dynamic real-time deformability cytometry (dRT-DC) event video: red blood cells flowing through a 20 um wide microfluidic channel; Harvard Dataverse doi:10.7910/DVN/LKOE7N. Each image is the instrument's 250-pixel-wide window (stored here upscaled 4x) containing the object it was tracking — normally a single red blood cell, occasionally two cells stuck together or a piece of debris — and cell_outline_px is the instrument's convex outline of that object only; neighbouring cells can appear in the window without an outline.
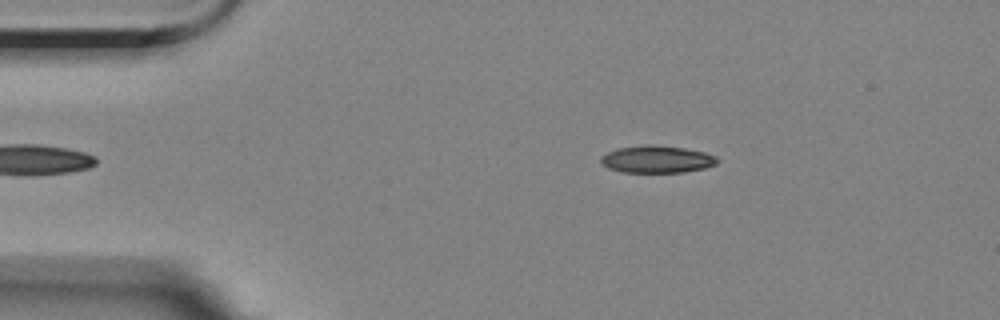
{"species": "Egyptian fruit bat (a non-hibernating species)", "species_latin": "Rousettus aegyptiacus", "temperature_condition": "room temperature", "stored_images_in_passage": 41, "camera_frame_rate_fps": 3000, "um_per_image_px": 0.085, "animal": {"sex": "female"}, "frame": {"image": 1, "passage_image": 2, "time_ms": 0.333, "image_size_px": [1000, 320], "cell_outline_px": [[720, 160], [716, 164], [704, 168], [684, 172], [624, 172], [608, 168], [600, 160], [600, 156], [616, 148], [648, 144], [656, 144], [684, 148], [704, 152], [716, 156]], "centroid_in_image_um": [55.84, 13.52], "position_along_channel_um": 29.2, "area_um2": 18.55}}
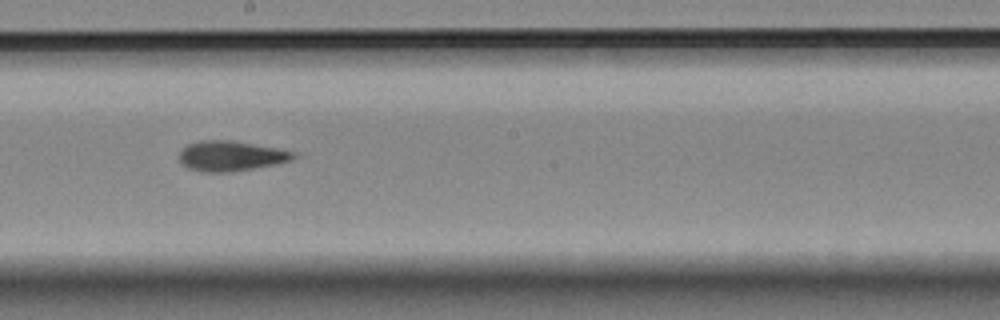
{"frame": {"image": 2, "passage_image": 23, "time_ms": 7.333, "image_size_px": [1000, 320], "cell_outline_px": [[296, 156], [292, 160], [276, 164], [232, 172], [200, 172], [188, 168], [180, 160], [180, 152], [188, 144], [200, 140], [232, 140], [276, 148], [296, 152]], "centroid_in_image_um": [19.64, 13.26], "position_along_channel_um": 228.6, "area_um2": 20.0}}
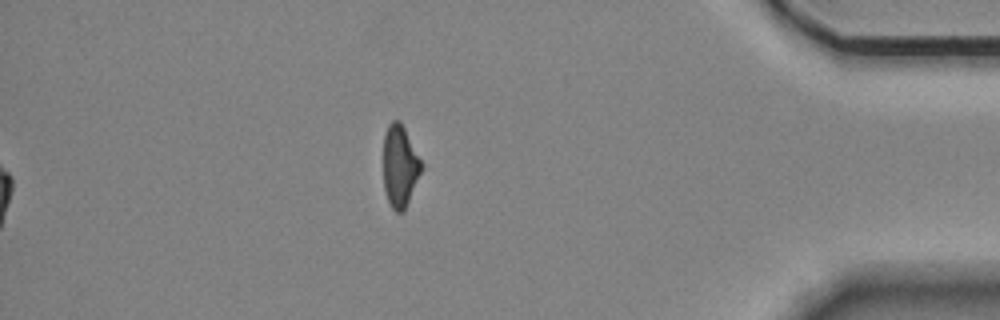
{"frame": {"image": 3, "passage_image": 41, "time_ms": 13.333, "image_size_px": [1000, 320], "cell_outline_px": [[424, 164], [404, 212], [396, 212], [392, 208], [388, 200], [384, 188], [384, 136], [388, 124], [392, 120], [400, 120]], "centroid_in_image_um": [34.0, 14.1], "position_along_channel_um": 401.2, "area_um2": 18.15}, "authors_computed_cell_mechanics": {"area_um2": 19.8254, "velocity_mm_per_s": 3.5448, "shape_relaxation_time_tau1_ms": 9.8117, "shape_relaxation_time_tau2_ms": 2.9503, "deformation_change_tau1": 0.219, "deformation_change_tau2": 0.1202}}